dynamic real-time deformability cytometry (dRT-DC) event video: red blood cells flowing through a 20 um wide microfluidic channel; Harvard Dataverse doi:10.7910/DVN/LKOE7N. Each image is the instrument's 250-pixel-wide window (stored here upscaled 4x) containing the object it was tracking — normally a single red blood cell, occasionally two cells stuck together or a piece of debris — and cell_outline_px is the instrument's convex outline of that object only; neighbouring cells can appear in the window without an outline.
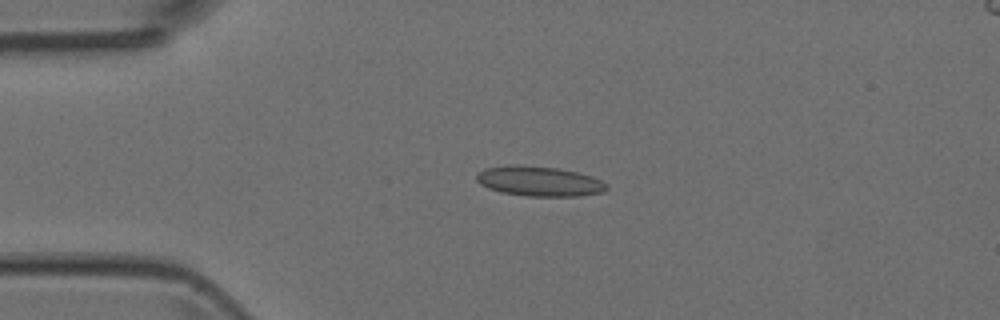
{"species": "Egyptian fruit bat (a non-hibernating species)", "species_latin": "Rousettus aegyptiacus", "temperature_condition": "room temperature", "stored_images_in_passage": 4, "camera_frame_rate_fps": 3000, "um_per_image_px": 0.085, "animal": {"sex": "female"}, "frame": {"image": 1, "passage_image": 3, "time_ms": 0.667, "image_size_px": [1000, 320], "cell_outline_px": [[608, 188], [604, 192], [580, 196], [528, 196], [500, 192], [488, 188], [480, 184], [476, 180], [476, 172], [484, 168], [508, 164], [524, 164], [560, 168], [592, 176], [608, 184]], "centroid_in_image_um": [45.81, 15.39], "position_along_channel_um": 39.2, "area_um2": 23.18}}